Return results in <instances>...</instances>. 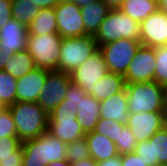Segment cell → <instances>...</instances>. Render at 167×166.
Masks as SVG:
<instances>
[{
    "label": "cell",
    "mask_w": 167,
    "mask_h": 166,
    "mask_svg": "<svg viewBox=\"0 0 167 166\" xmlns=\"http://www.w3.org/2000/svg\"><path fill=\"white\" fill-rule=\"evenodd\" d=\"M7 158H23L22 141L17 136L0 138V162Z\"/></svg>",
    "instance_id": "83f0119b"
},
{
    "label": "cell",
    "mask_w": 167,
    "mask_h": 166,
    "mask_svg": "<svg viewBox=\"0 0 167 166\" xmlns=\"http://www.w3.org/2000/svg\"><path fill=\"white\" fill-rule=\"evenodd\" d=\"M81 15L85 26L86 35L95 36L99 30L100 24L111 10V8L103 1L92 2L89 5L80 8Z\"/></svg>",
    "instance_id": "ffe728a7"
},
{
    "label": "cell",
    "mask_w": 167,
    "mask_h": 166,
    "mask_svg": "<svg viewBox=\"0 0 167 166\" xmlns=\"http://www.w3.org/2000/svg\"><path fill=\"white\" fill-rule=\"evenodd\" d=\"M58 33L54 8L40 9L38 15L28 26V34L44 35Z\"/></svg>",
    "instance_id": "cb8c5ba5"
},
{
    "label": "cell",
    "mask_w": 167,
    "mask_h": 166,
    "mask_svg": "<svg viewBox=\"0 0 167 166\" xmlns=\"http://www.w3.org/2000/svg\"><path fill=\"white\" fill-rule=\"evenodd\" d=\"M12 17V0H0V28Z\"/></svg>",
    "instance_id": "d590c367"
},
{
    "label": "cell",
    "mask_w": 167,
    "mask_h": 166,
    "mask_svg": "<svg viewBox=\"0 0 167 166\" xmlns=\"http://www.w3.org/2000/svg\"><path fill=\"white\" fill-rule=\"evenodd\" d=\"M155 56L154 81L167 87V45L155 47Z\"/></svg>",
    "instance_id": "f1b7e54d"
},
{
    "label": "cell",
    "mask_w": 167,
    "mask_h": 166,
    "mask_svg": "<svg viewBox=\"0 0 167 166\" xmlns=\"http://www.w3.org/2000/svg\"><path fill=\"white\" fill-rule=\"evenodd\" d=\"M35 68L36 65L33 58L25 49L13 54L7 61L3 70L17 79L23 77Z\"/></svg>",
    "instance_id": "603a6c76"
},
{
    "label": "cell",
    "mask_w": 167,
    "mask_h": 166,
    "mask_svg": "<svg viewBox=\"0 0 167 166\" xmlns=\"http://www.w3.org/2000/svg\"><path fill=\"white\" fill-rule=\"evenodd\" d=\"M149 140L153 143L154 166H167V125Z\"/></svg>",
    "instance_id": "4316f807"
},
{
    "label": "cell",
    "mask_w": 167,
    "mask_h": 166,
    "mask_svg": "<svg viewBox=\"0 0 167 166\" xmlns=\"http://www.w3.org/2000/svg\"><path fill=\"white\" fill-rule=\"evenodd\" d=\"M76 113L69 105H58L49 114L47 132L66 144L82 139L86 133L77 122Z\"/></svg>",
    "instance_id": "52a82bcc"
},
{
    "label": "cell",
    "mask_w": 167,
    "mask_h": 166,
    "mask_svg": "<svg viewBox=\"0 0 167 166\" xmlns=\"http://www.w3.org/2000/svg\"><path fill=\"white\" fill-rule=\"evenodd\" d=\"M85 138L88 143L90 157L96 162L108 160L119 155L115 143L106 136L91 131L86 133Z\"/></svg>",
    "instance_id": "d6986e66"
},
{
    "label": "cell",
    "mask_w": 167,
    "mask_h": 166,
    "mask_svg": "<svg viewBox=\"0 0 167 166\" xmlns=\"http://www.w3.org/2000/svg\"><path fill=\"white\" fill-rule=\"evenodd\" d=\"M22 166H46L66 159L67 144L49 132L22 142Z\"/></svg>",
    "instance_id": "6da1fadb"
},
{
    "label": "cell",
    "mask_w": 167,
    "mask_h": 166,
    "mask_svg": "<svg viewBox=\"0 0 167 166\" xmlns=\"http://www.w3.org/2000/svg\"><path fill=\"white\" fill-rule=\"evenodd\" d=\"M100 118L127 124L129 109L126 89L100 101Z\"/></svg>",
    "instance_id": "e0dca14e"
},
{
    "label": "cell",
    "mask_w": 167,
    "mask_h": 166,
    "mask_svg": "<svg viewBox=\"0 0 167 166\" xmlns=\"http://www.w3.org/2000/svg\"><path fill=\"white\" fill-rule=\"evenodd\" d=\"M129 114L165 112V87L155 81L126 84Z\"/></svg>",
    "instance_id": "3957f363"
},
{
    "label": "cell",
    "mask_w": 167,
    "mask_h": 166,
    "mask_svg": "<svg viewBox=\"0 0 167 166\" xmlns=\"http://www.w3.org/2000/svg\"><path fill=\"white\" fill-rule=\"evenodd\" d=\"M57 1H58V4L63 3V2H73V3H75V0H57Z\"/></svg>",
    "instance_id": "c3c4849f"
},
{
    "label": "cell",
    "mask_w": 167,
    "mask_h": 166,
    "mask_svg": "<svg viewBox=\"0 0 167 166\" xmlns=\"http://www.w3.org/2000/svg\"><path fill=\"white\" fill-rule=\"evenodd\" d=\"M158 9V0H125L119 7V10L129 15L138 23L147 19L150 14Z\"/></svg>",
    "instance_id": "7402d4cb"
},
{
    "label": "cell",
    "mask_w": 167,
    "mask_h": 166,
    "mask_svg": "<svg viewBox=\"0 0 167 166\" xmlns=\"http://www.w3.org/2000/svg\"><path fill=\"white\" fill-rule=\"evenodd\" d=\"M137 142L149 140L157 131L167 125L165 112H141L129 114L126 124Z\"/></svg>",
    "instance_id": "4fadbf2b"
},
{
    "label": "cell",
    "mask_w": 167,
    "mask_h": 166,
    "mask_svg": "<svg viewBox=\"0 0 167 166\" xmlns=\"http://www.w3.org/2000/svg\"><path fill=\"white\" fill-rule=\"evenodd\" d=\"M9 136H17L16 125L9 109L0 107V138Z\"/></svg>",
    "instance_id": "d6a6232c"
},
{
    "label": "cell",
    "mask_w": 167,
    "mask_h": 166,
    "mask_svg": "<svg viewBox=\"0 0 167 166\" xmlns=\"http://www.w3.org/2000/svg\"><path fill=\"white\" fill-rule=\"evenodd\" d=\"M11 56L7 55L5 51H1L0 49V70H3L7 61Z\"/></svg>",
    "instance_id": "7bdbcfd3"
},
{
    "label": "cell",
    "mask_w": 167,
    "mask_h": 166,
    "mask_svg": "<svg viewBox=\"0 0 167 166\" xmlns=\"http://www.w3.org/2000/svg\"><path fill=\"white\" fill-rule=\"evenodd\" d=\"M99 0H75V4L79 7V8H83L87 5H89L92 2H96Z\"/></svg>",
    "instance_id": "ee69618b"
},
{
    "label": "cell",
    "mask_w": 167,
    "mask_h": 166,
    "mask_svg": "<svg viewBox=\"0 0 167 166\" xmlns=\"http://www.w3.org/2000/svg\"><path fill=\"white\" fill-rule=\"evenodd\" d=\"M71 82L70 74L60 71H50L39 93L37 103L50 114L64 101Z\"/></svg>",
    "instance_id": "30bf717a"
},
{
    "label": "cell",
    "mask_w": 167,
    "mask_h": 166,
    "mask_svg": "<svg viewBox=\"0 0 167 166\" xmlns=\"http://www.w3.org/2000/svg\"><path fill=\"white\" fill-rule=\"evenodd\" d=\"M96 166H122L121 155L119 154L108 160L99 161Z\"/></svg>",
    "instance_id": "f35d334b"
},
{
    "label": "cell",
    "mask_w": 167,
    "mask_h": 166,
    "mask_svg": "<svg viewBox=\"0 0 167 166\" xmlns=\"http://www.w3.org/2000/svg\"><path fill=\"white\" fill-rule=\"evenodd\" d=\"M23 158H7L0 162V166H22Z\"/></svg>",
    "instance_id": "ab89813d"
},
{
    "label": "cell",
    "mask_w": 167,
    "mask_h": 166,
    "mask_svg": "<svg viewBox=\"0 0 167 166\" xmlns=\"http://www.w3.org/2000/svg\"><path fill=\"white\" fill-rule=\"evenodd\" d=\"M58 34L62 38L86 36L81 9L73 2H63L54 8Z\"/></svg>",
    "instance_id": "8fae6325"
},
{
    "label": "cell",
    "mask_w": 167,
    "mask_h": 166,
    "mask_svg": "<svg viewBox=\"0 0 167 166\" xmlns=\"http://www.w3.org/2000/svg\"><path fill=\"white\" fill-rule=\"evenodd\" d=\"M35 4V8L49 9L55 8L58 4L57 0H32Z\"/></svg>",
    "instance_id": "74e56055"
},
{
    "label": "cell",
    "mask_w": 167,
    "mask_h": 166,
    "mask_svg": "<svg viewBox=\"0 0 167 166\" xmlns=\"http://www.w3.org/2000/svg\"><path fill=\"white\" fill-rule=\"evenodd\" d=\"M46 166H71V164L65 159V160H58L53 163H49Z\"/></svg>",
    "instance_id": "f6af8a7d"
},
{
    "label": "cell",
    "mask_w": 167,
    "mask_h": 166,
    "mask_svg": "<svg viewBox=\"0 0 167 166\" xmlns=\"http://www.w3.org/2000/svg\"><path fill=\"white\" fill-rule=\"evenodd\" d=\"M155 65V48L141 45L124 75L126 84L154 81Z\"/></svg>",
    "instance_id": "7c38bea8"
},
{
    "label": "cell",
    "mask_w": 167,
    "mask_h": 166,
    "mask_svg": "<svg viewBox=\"0 0 167 166\" xmlns=\"http://www.w3.org/2000/svg\"><path fill=\"white\" fill-rule=\"evenodd\" d=\"M125 87L126 82L123 75L108 72L95 85L94 91L91 96H93L98 101H102L118 92L123 91Z\"/></svg>",
    "instance_id": "44dd1931"
},
{
    "label": "cell",
    "mask_w": 167,
    "mask_h": 166,
    "mask_svg": "<svg viewBox=\"0 0 167 166\" xmlns=\"http://www.w3.org/2000/svg\"><path fill=\"white\" fill-rule=\"evenodd\" d=\"M104 56L98 49L71 74V81L78 85L86 94L91 95L98 81L108 73Z\"/></svg>",
    "instance_id": "9c48e42d"
},
{
    "label": "cell",
    "mask_w": 167,
    "mask_h": 166,
    "mask_svg": "<svg viewBox=\"0 0 167 166\" xmlns=\"http://www.w3.org/2000/svg\"><path fill=\"white\" fill-rule=\"evenodd\" d=\"M165 114L167 120V87H165Z\"/></svg>",
    "instance_id": "7dc6e473"
},
{
    "label": "cell",
    "mask_w": 167,
    "mask_h": 166,
    "mask_svg": "<svg viewBox=\"0 0 167 166\" xmlns=\"http://www.w3.org/2000/svg\"><path fill=\"white\" fill-rule=\"evenodd\" d=\"M17 79L4 70H0V102L4 107L16 103Z\"/></svg>",
    "instance_id": "484cf974"
},
{
    "label": "cell",
    "mask_w": 167,
    "mask_h": 166,
    "mask_svg": "<svg viewBox=\"0 0 167 166\" xmlns=\"http://www.w3.org/2000/svg\"><path fill=\"white\" fill-rule=\"evenodd\" d=\"M90 157L85 137L67 144L66 160L71 164Z\"/></svg>",
    "instance_id": "f546056e"
},
{
    "label": "cell",
    "mask_w": 167,
    "mask_h": 166,
    "mask_svg": "<svg viewBox=\"0 0 167 166\" xmlns=\"http://www.w3.org/2000/svg\"><path fill=\"white\" fill-rule=\"evenodd\" d=\"M94 37L98 47L121 38L140 41V23L119 9H111Z\"/></svg>",
    "instance_id": "277c9868"
},
{
    "label": "cell",
    "mask_w": 167,
    "mask_h": 166,
    "mask_svg": "<svg viewBox=\"0 0 167 166\" xmlns=\"http://www.w3.org/2000/svg\"><path fill=\"white\" fill-rule=\"evenodd\" d=\"M124 125L115 120L100 118L94 131L106 136L114 143H118L119 131H122Z\"/></svg>",
    "instance_id": "4dcf8cb0"
},
{
    "label": "cell",
    "mask_w": 167,
    "mask_h": 166,
    "mask_svg": "<svg viewBox=\"0 0 167 166\" xmlns=\"http://www.w3.org/2000/svg\"><path fill=\"white\" fill-rule=\"evenodd\" d=\"M134 153L146 162V166H154L153 143L150 140L138 142Z\"/></svg>",
    "instance_id": "e575fe53"
},
{
    "label": "cell",
    "mask_w": 167,
    "mask_h": 166,
    "mask_svg": "<svg viewBox=\"0 0 167 166\" xmlns=\"http://www.w3.org/2000/svg\"><path fill=\"white\" fill-rule=\"evenodd\" d=\"M140 41L143 46L167 45V14L159 9L140 23Z\"/></svg>",
    "instance_id": "5bb4252c"
},
{
    "label": "cell",
    "mask_w": 167,
    "mask_h": 166,
    "mask_svg": "<svg viewBox=\"0 0 167 166\" xmlns=\"http://www.w3.org/2000/svg\"><path fill=\"white\" fill-rule=\"evenodd\" d=\"M122 166H146V162L135 153L121 155Z\"/></svg>",
    "instance_id": "8d00e7d4"
},
{
    "label": "cell",
    "mask_w": 167,
    "mask_h": 166,
    "mask_svg": "<svg viewBox=\"0 0 167 166\" xmlns=\"http://www.w3.org/2000/svg\"><path fill=\"white\" fill-rule=\"evenodd\" d=\"M137 140L130 128L125 124L122 131H119L118 143H115L120 155L126 153H134L137 145Z\"/></svg>",
    "instance_id": "1f68e13d"
},
{
    "label": "cell",
    "mask_w": 167,
    "mask_h": 166,
    "mask_svg": "<svg viewBox=\"0 0 167 166\" xmlns=\"http://www.w3.org/2000/svg\"><path fill=\"white\" fill-rule=\"evenodd\" d=\"M87 94L74 82H71L64 101L59 105H69L74 110H77V106L81 101V98H85Z\"/></svg>",
    "instance_id": "836d02e7"
},
{
    "label": "cell",
    "mask_w": 167,
    "mask_h": 166,
    "mask_svg": "<svg viewBox=\"0 0 167 166\" xmlns=\"http://www.w3.org/2000/svg\"><path fill=\"white\" fill-rule=\"evenodd\" d=\"M141 45L139 40L121 38L100 45L99 50L104 56L108 71L124 76Z\"/></svg>",
    "instance_id": "ba28073f"
},
{
    "label": "cell",
    "mask_w": 167,
    "mask_h": 166,
    "mask_svg": "<svg viewBox=\"0 0 167 166\" xmlns=\"http://www.w3.org/2000/svg\"><path fill=\"white\" fill-rule=\"evenodd\" d=\"M96 165L97 162L91 157L78 162L71 163V166H96Z\"/></svg>",
    "instance_id": "60d3db41"
},
{
    "label": "cell",
    "mask_w": 167,
    "mask_h": 166,
    "mask_svg": "<svg viewBox=\"0 0 167 166\" xmlns=\"http://www.w3.org/2000/svg\"><path fill=\"white\" fill-rule=\"evenodd\" d=\"M39 11L32 0H12V17L27 27Z\"/></svg>",
    "instance_id": "d4e9b609"
},
{
    "label": "cell",
    "mask_w": 167,
    "mask_h": 166,
    "mask_svg": "<svg viewBox=\"0 0 167 166\" xmlns=\"http://www.w3.org/2000/svg\"><path fill=\"white\" fill-rule=\"evenodd\" d=\"M76 118L85 133L94 131L100 119V101L88 94L85 98H81Z\"/></svg>",
    "instance_id": "ac0fdd59"
},
{
    "label": "cell",
    "mask_w": 167,
    "mask_h": 166,
    "mask_svg": "<svg viewBox=\"0 0 167 166\" xmlns=\"http://www.w3.org/2000/svg\"><path fill=\"white\" fill-rule=\"evenodd\" d=\"M27 37L28 27L15 18H11L0 28V49L12 56L26 49Z\"/></svg>",
    "instance_id": "9a60e30c"
},
{
    "label": "cell",
    "mask_w": 167,
    "mask_h": 166,
    "mask_svg": "<svg viewBox=\"0 0 167 166\" xmlns=\"http://www.w3.org/2000/svg\"><path fill=\"white\" fill-rule=\"evenodd\" d=\"M49 70L36 67L17 78L16 102H37Z\"/></svg>",
    "instance_id": "2e32d148"
},
{
    "label": "cell",
    "mask_w": 167,
    "mask_h": 166,
    "mask_svg": "<svg viewBox=\"0 0 167 166\" xmlns=\"http://www.w3.org/2000/svg\"><path fill=\"white\" fill-rule=\"evenodd\" d=\"M62 37L58 33L28 34L26 50L36 67L58 71Z\"/></svg>",
    "instance_id": "5b68a950"
},
{
    "label": "cell",
    "mask_w": 167,
    "mask_h": 166,
    "mask_svg": "<svg viewBox=\"0 0 167 166\" xmlns=\"http://www.w3.org/2000/svg\"><path fill=\"white\" fill-rule=\"evenodd\" d=\"M111 9H119L125 0H103Z\"/></svg>",
    "instance_id": "b9f144b4"
},
{
    "label": "cell",
    "mask_w": 167,
    "mask_h": 166,
    "mask_svg": "<svg viewBox=\"0 0 167 166\" xmlns=\"http://www.w3.org/2000/svg\"><path fill=\"white\" fill-rule=\"evenodd\" d=\"M7 108L16 125L17 137L22 142L47 131L49 114L37 102H16Z\"/></svg>",
    "instance_id": "7a4b0ae2"
},
{
    "label": "cell",
    "mask_w": 167,
    "mask_h": 166,
    "mask_svg": "<svg viewBox=\"0 0 167 166\" xmlns=\"http://www.w3.org/2000/svg\"><path fill=\"white\" fill-rule=\"evenodd\" d=\"M99 49L92 35L62 38L58 71L71 74Z\"/></svg>",
    "instance_id": "8992f818"
},
{
    "label": "cell",
    "mask_w": 167,
    "mask_h": 166,
    "mask_svg": "<svg viewBox=\"0 0 167 166\" xmlns=\"http://www.w3.org/2000/svg\"><path fill=\"white\" fill-rule=\"evenodd\" d=\"M159 10L167 14V0H158Z\"/></svg>",
    "instance_id": "bcb514c9"
}]
</instances>
